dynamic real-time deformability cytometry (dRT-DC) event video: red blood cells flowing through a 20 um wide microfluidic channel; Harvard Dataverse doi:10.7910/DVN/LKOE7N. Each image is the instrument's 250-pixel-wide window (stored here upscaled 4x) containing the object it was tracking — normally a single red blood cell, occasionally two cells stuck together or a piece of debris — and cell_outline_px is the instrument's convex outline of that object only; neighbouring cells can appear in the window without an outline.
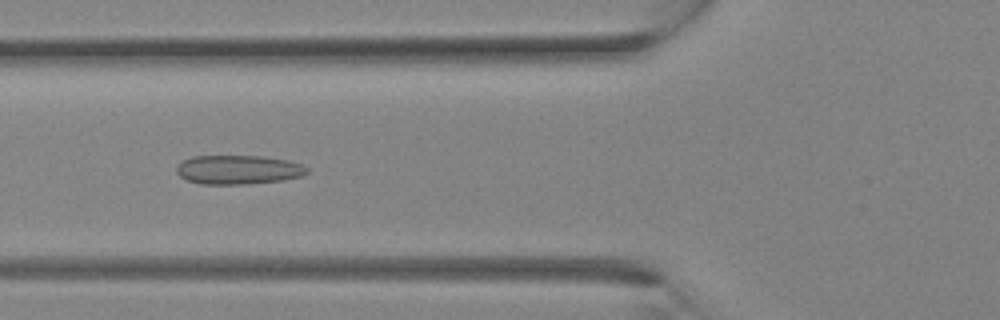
{"species": "Egyptian fruit bat (a non-hibernating species)", "species_latin": "Rousettus aegyptiacus", "temperature_condition": "room temperature", "stored_images_in_passage": 24, "camera_frame_rate_fps": 3000, "um_per_image_px": 0.085, "animal": {"sex": "female"}, "frame": {"image": 1, "passage_image": 4, "time_ms": 1.0, "image_size_px": [1000, 320], "cell_outline_px": [[308, 172], [300, 176], [284, 180], [248, 184], [200, 184], [188, 180], [180, 176], [176, 172], [176, 168], [180, 160], [192, 156], [260, 156], [288, 160], [300, 164], [308, 168]], "centroid_in_image_um": [20.21, 14.42], "position_along_channel_um": 105.6, "area_um2": 22.2}}
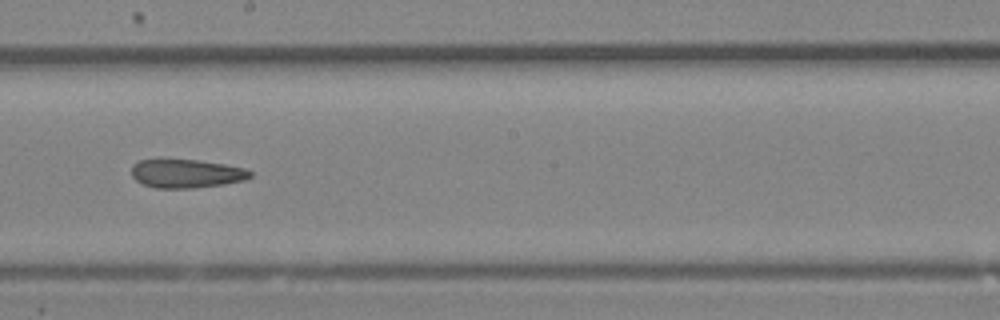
{"frame": {"image": 2, "passage_image": 10, "time_ms": 3.0, "image_size_px": [1000, 320], "cell_outline_px": [[252, 176], [244, 180], [224, 184], [192, 188], [156, 188], [144, 184], [136, 180], [132, 176], [132, 164], [140, 160], [196, 160], [224, 164], [244, 168], [252, 172]], "centroid_in_image_um": [15.84, 14.76], "position_along_channel_um": 232.4, "area_um2": 19.59}}
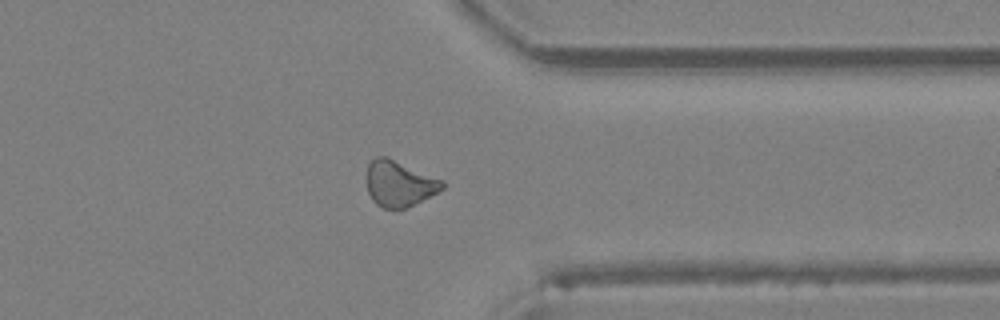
{"frame": {"image": 3, "passage_image": 17, "time_ms": 5.333, "image_size_px": [1000, 320], "cell_outline_px": [[444, 188], [404, 208], [384, 208], [376, 204], [372, 200], [368, 192], [368, 164], [376, 156], [388, 156], [444, 180]], "centroid_in_image_um": [33.93, 15.57], "position_along_channel_um": 377.5, "area_um2": 19.94}}